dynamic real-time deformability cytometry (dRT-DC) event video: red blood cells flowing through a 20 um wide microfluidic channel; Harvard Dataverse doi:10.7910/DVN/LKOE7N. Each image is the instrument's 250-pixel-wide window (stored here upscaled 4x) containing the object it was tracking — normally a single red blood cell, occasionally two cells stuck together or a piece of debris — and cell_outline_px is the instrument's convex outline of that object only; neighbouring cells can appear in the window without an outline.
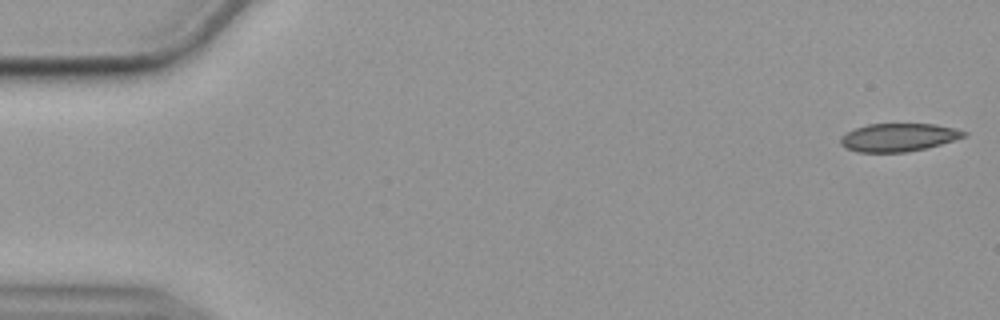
{"species": "common noctule bat (a hibernating species)", "species_latin": "Nyctalus noctula", "temperature_condition": "cold", "stored_images_in_passage": 55, "camera_frame_rate_fps": 3000, "um_per_image_px": 0.085, "animal": {"sex": "female", "body_mass_g": 19.9}, "frame": {"image": 1, "passage_image": 1, "time_ms": 0.0, "image_size_px": [1000, 320], "cell_outline_px": [[968, 136], [940, 144], [908, 152], [856, 152], [844, 148], [840, 144], [840, 136], [856, 128], [868, 124], [936, 124], [956, 128], [968, 132]], "centroid_in_image_um": [76.37, 11.68], "position_along_channel_um": 8.6, "area_um2": 20.29}}
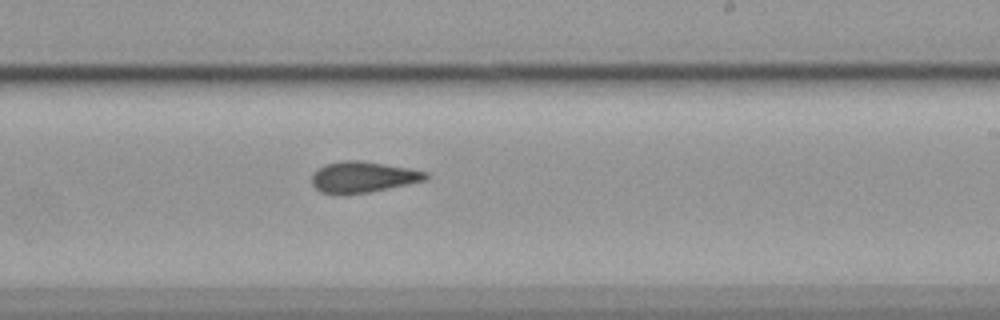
{"frame": {"image": 2, "passage_image": 33, "time_ms": 10.667, "image_size_px": [1000, 320], "cell_outline_px": [[428, 180], [368, 192], [344, 196], [336, 196], [320, 192], [312, 184], [312, 176], [316, 168], [324, 164], [340, 160], [360, 160], [408, 168], [428, 172]], "centroid_in_image_um": [30.79, 15.06], "position_along_channel_um": 258.2, "area_um2": 21.04}}
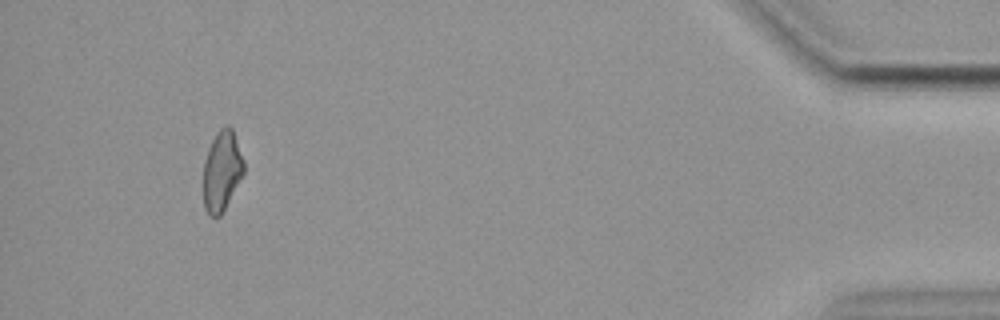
{"frame": {"image": 3, "passage_image": 52, "time_ms": 17.0, "image_size_px": [1000, 320], "cell_outline_px": [[244, 172], [220, 216], [208, 216], [204, 208], [204, 160], [208, 148], [216, 132], [224, 124], [228, 124], [232, 128], [244, 160]], "centroid_in_image_um": [18.85, 14.49], "position_along_channel_um": 416.4, "area_um2": 18.84}}